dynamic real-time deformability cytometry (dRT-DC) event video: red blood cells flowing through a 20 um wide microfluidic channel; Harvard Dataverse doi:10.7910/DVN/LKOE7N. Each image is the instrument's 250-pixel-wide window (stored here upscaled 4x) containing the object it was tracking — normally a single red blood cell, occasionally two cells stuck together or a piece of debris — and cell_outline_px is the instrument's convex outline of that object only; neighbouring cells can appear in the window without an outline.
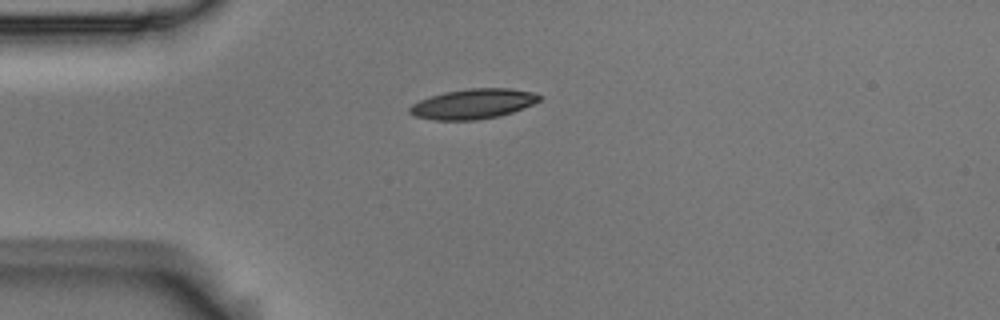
{"species": "Egyptian fruit bat (a non-hibernating species)", "species_latin": "Rousettus aegyptiacus", "temperature_condition": "room temperature", "stored_images_in_passage": 5, "camera_frame_rate_fps": 3000, "um_per_image_px": 0.085, "animal": {"sex": "male"}, "frame": {"image": 1, "passage_image": 1, "time_ms": 0.0, "image_size_px": [1000, 320], "cell_outline_px": [[540, 100], [524, 108], [500, 116], [476, 120], [436, 120], [416, 116], [408, 112], [408, 108], [412, 104], [420, 100], [444, 92], [468, 88], [508, 88], [536, 92], [540, 96]], "centroid_in_image_um": [40.23, 8.82], "position_along_channel_um": 44.8, "area_um2": 22.66}}
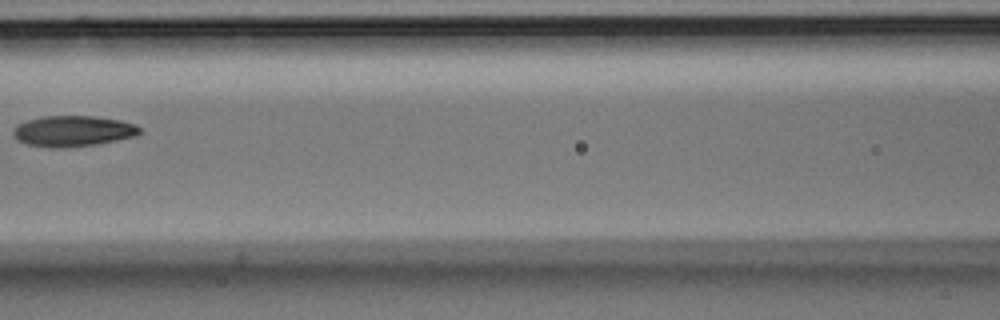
{"frame": {"image": 2, "passage_image": 4, "time_ms": 1.0, "image_size_px": [1000, 320], "cell_outline_px": [[140, 132], [136, 136], [96, 144], [64, 148], [52, 148], [28, 144], [16, 140], [12, 136], [12, 128], [16, 124], [28, 120], [44, 116], [92, 116], [120, 120], [136, 124], [140, 128]], "centroid_in_image_um": [6.16, 11.14], "position_along_channel_um": 160.4, "area_um2": 22.83}}
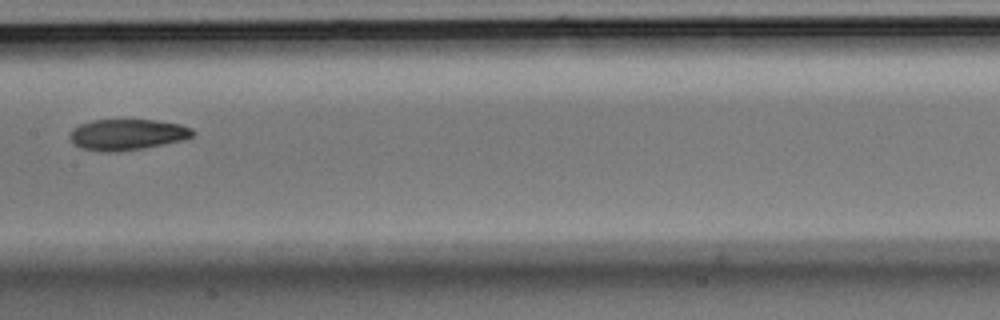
{"frame": {"image": 3, "passage_image": 5, "time_ms": 1.333, "image_size_px": [1000, 320], "cell_outline_px": [[196, 132], [192, 136], [184, 140], [144, 148], [120, 152], [100, 152], [80, 148], [72, 140], [72, 132], [80, 124], [92, 120], [156, 120], [180, 124], [192, 128]], "centroid_in_image_um": [10.87, 11.45], "position_along_channel_um": 196.5, "area_um2": 22.14}}